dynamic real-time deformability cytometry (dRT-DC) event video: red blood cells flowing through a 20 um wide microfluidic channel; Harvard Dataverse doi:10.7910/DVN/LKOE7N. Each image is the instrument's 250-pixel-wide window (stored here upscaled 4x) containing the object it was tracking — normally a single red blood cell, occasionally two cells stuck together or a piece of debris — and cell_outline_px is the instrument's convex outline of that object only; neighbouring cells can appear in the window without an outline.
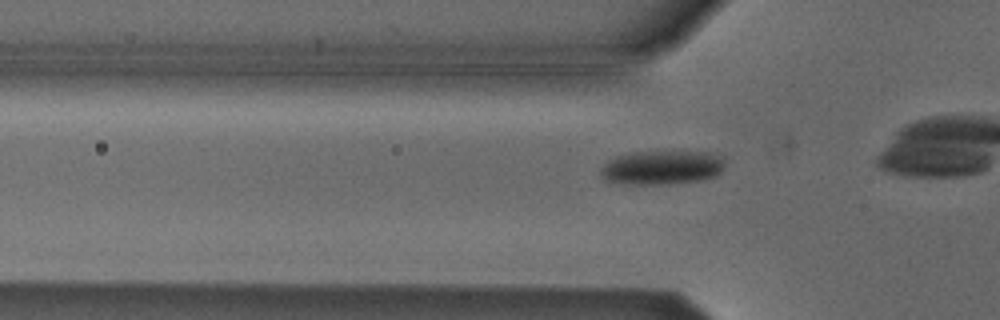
{"species": "Egyptian fruit bat (a non-hibernating species)", "species_latin": "Rousettus aegyptiacus", "temperature_condition": "cold", "stored_images_in_passage": 39, "camera_frame_rate_fps": 3000, "um_per_image_px": 0.085, "animal": {"sex": "male"}, "frame": {"image": 1, "passage_image": 14, "time_ms": 4.333, "image_size_px": [1000, 320], "cell_outline_px": [[724, 168], [716, 176], [704, 180], [668, 184], [632, 184], [604, 180], [600, 172], [600, 168], [608, 160], [616, 156], [636, 152], [708, 152], [724, 156]], "centroid_in_image_um": [56.3, 14.24], "position_along_channel_um": 69.5, "area_um2": 24.74}}
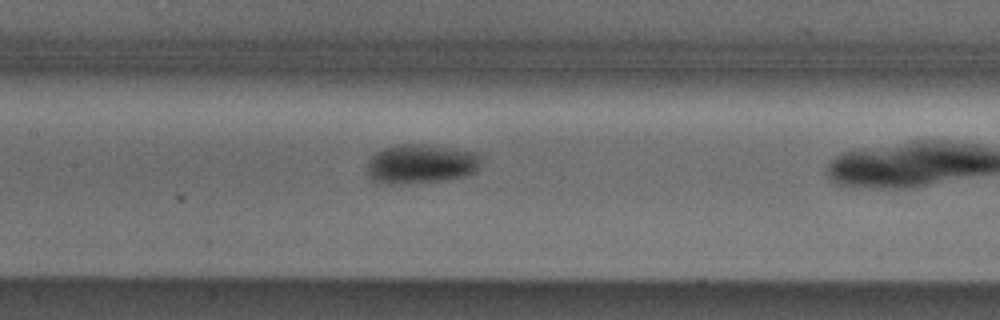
{"frame": {"image": 2, "passage_image": 22, "time_ms": 7.0, "image_size_px": [1000, 320], "cell_outline_px": [[480, 160], [476, 172], [464, 176], [444, 180], [400, 184], [388, 184], [376, 180], [368, 176], [368, 160], [376, 152], [384, 148], [400, 144], [432, 144], [476, 152], [480, 156]], "centroid_in_image_um": [35.79, 13.91], "position_along_channel_um": 171.6, "area_um2": 26.13}}
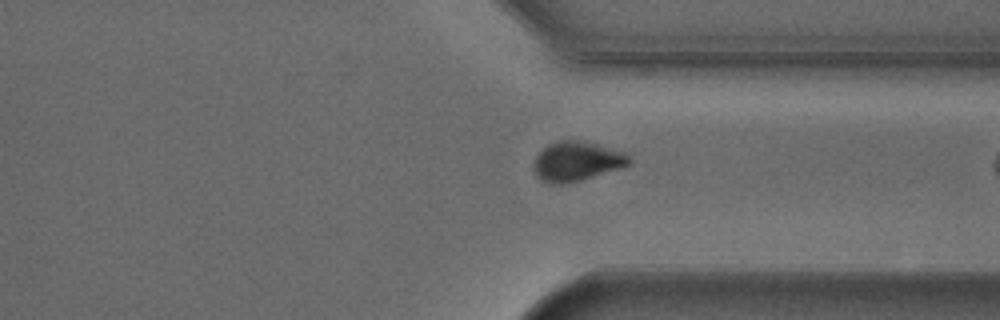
{"frame": {"image": 3, "passage_image": 37, "time_ms": 12.0, "image_size_px": [1000, 320], "cell_outline_px": [[632, 164], [620, 168], [580, 180], [560, 184], [552, 184], [540, 180], [536, 176], [532, 168], [536, 156], [548, 144], [556, 140], [584, 140], [628, 152], [632, 156]], "centroid_in_image_um": [49.06, 13.69], "position_along_channel_um": 362.3, "area_um2": 22.43}}